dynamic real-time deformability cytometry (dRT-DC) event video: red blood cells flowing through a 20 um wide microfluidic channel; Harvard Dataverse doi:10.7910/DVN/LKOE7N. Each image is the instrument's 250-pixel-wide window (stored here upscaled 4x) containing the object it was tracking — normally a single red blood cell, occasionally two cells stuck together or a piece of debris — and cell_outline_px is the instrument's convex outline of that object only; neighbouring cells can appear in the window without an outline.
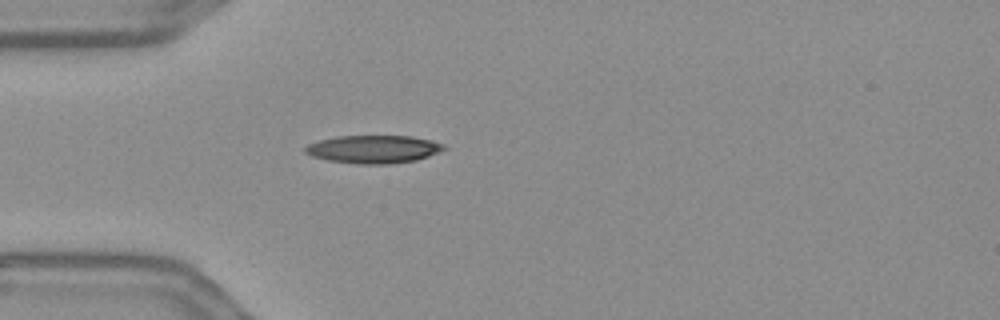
{"species": "Egyptian fruit bat (a non-hibernating species)", "species_latin": "Rousettus aegyptiacus", "temperature_condition": "warm", "stored_images_in_passage": 41, "camera_frame_rate_fps": 3000, "um_per_image_px": 0.085, "frame": {"image": 1, "passage_image": 1, "time_ms": 0.0, "image_size_px": [1000, 320], "cell_outline_px": [[448, 148], [428, 156], [416, 160], [392, 164], [356, 164], [328, 160], [312, 156], [304, 152], [304, 148], [308, 144], [320, 140], [336, 136], [412, 136], [432, 140], [444, 144]], "centroid_in_image_um": [31.76, 12.68], "position_along_channel_um": 53.2, "area_um2": 22.72}}
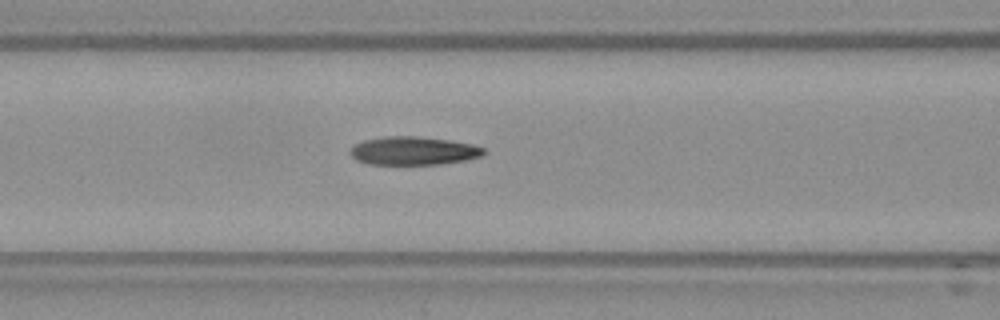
{"frame": {"image": 2, "passage_image": 8, "time_ms": 2.333, "image_size_px": [1000, 320], "cell_outline_px": [[488, 152], [484, 156], [468, 160], [440, 164], [368, 164], [356, 160], [348, 152], [356, 144], [364, 140], [388, 136], [416, 136], [448, 140], [472, 144], [484, 148]], "centroid_in_image_um": [35.19, 12.82], "position_along_channel_um": 131.4, "area_um2": 22.14}}
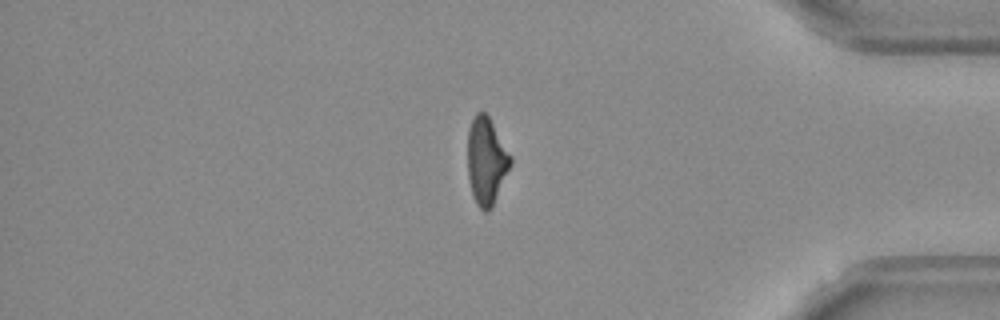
{"frame": {"image": 3, "passage_image": 32, "time_ms": 10.333, "image_size_px": [1000, 320], "cell_outline_px": [[512, 164], [492, 208], [488, 212], [484, 212], [476, 204], [472, 196], [468, 176], [468, 128], [476, 112], [484, 112], [488, 116], [512, 156]], "centroid_in_image_um": [41.35, 13.72], "position_along_channel_um": 393.9, "area_um2": 21.96}, "authors_computed_cell_mechanics": {"area_um2": 22.3108, "velocity_mm_per_s": 3.6392, "shape_relaxation_time_tau1_ms": 6.291, "shape_relaxation_time_tau2_ms": 2.7168, "deformation_change_tau1": 0.1963, "deformation_change_tau2": 0.1142}}